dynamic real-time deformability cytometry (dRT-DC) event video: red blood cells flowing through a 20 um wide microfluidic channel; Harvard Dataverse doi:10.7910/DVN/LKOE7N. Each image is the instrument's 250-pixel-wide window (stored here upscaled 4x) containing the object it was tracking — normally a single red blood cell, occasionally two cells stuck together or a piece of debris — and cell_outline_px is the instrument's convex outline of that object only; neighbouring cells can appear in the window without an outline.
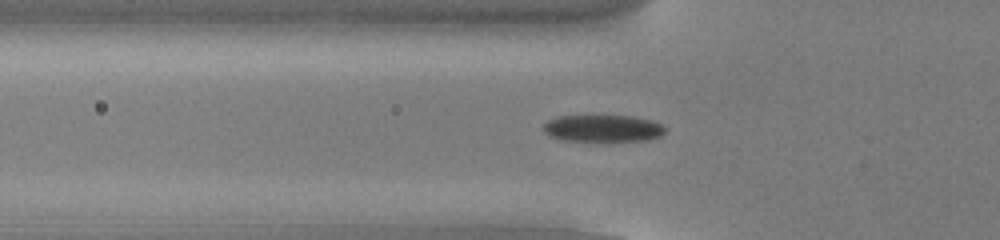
{"species": "common noctule bat (a hibernating species)", "species_latin": "Nyctalus noctula", "temperature_condition": "cold", "stored_images_in_passage": 54, "camera_frame_rate_fps": 3000, "um_per_image_px": 0.085, "animal": {"sex": "male", "body_mass_g": 13.0, "forearm_length_mm": 53.1}, "frame": {"image": 1, "passage_image": 19, "time_ms": 6.0, "image_size_px": [1000, 240], "cell_outline_px": [[668, 128], [660, 136], [648, 140], [600, 144], [564, 140], [548, 136], [544, 132], [544, 124], [548, 120], [560, 116], [632, 116], [652, 120], [664, 124]], "centroid_in_image_um": [51.29, 10.96], "position_along_channel_um": 74.5, "area_um2": 20.23}}
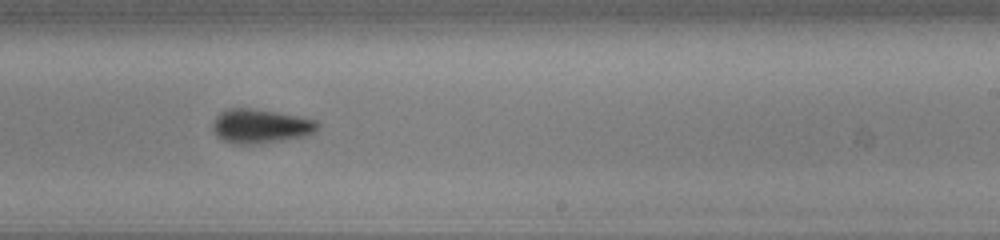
{"frame": {"image": 2, "passage_image": 34, "time_ms": 11.0, "image_size_px": [1000, 240], "cell_outline_px": [[320, 128], [316, 132], [308, 136], [284, 140], [252, 144], [232, 144], [216, 136], [212, 128], [212, 120], [220, 112], [228, 108], [248, 108], [276, 112], [316, 120], [320, 124]], "centroid_in_image_um": [22.15, 10.73], "position_along_channel_um": 266.9, "area_um2": 21.1}}
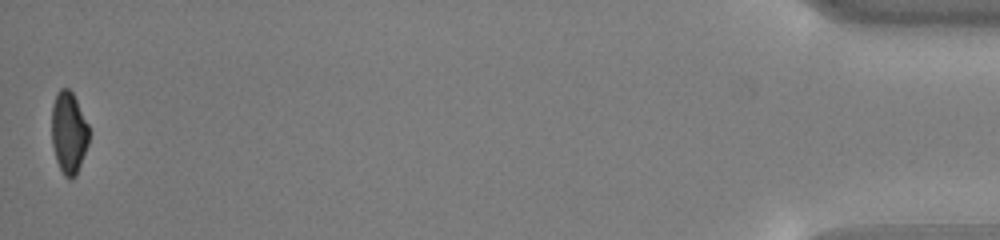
{"frame": {"image": 3, "passage_image": 54, "time_ms": 17.667, "image_size_px": [1000, 240], "cell_outline_px": [[88, 144], [76, 176], [72, 180], [64, 176], [56, 160], [52, 144], [52, 104], [56, 92], [60, 88], [68, 88], [72, 92], [88, 124]], "centroid_in_image_um": [5.83, 11.28], "position_along_channel_um": 429.4, "area_um2": 17.8}, "authors_computed_cell_mechanics": {"area_um2": 19.5364, "velocity_mm_per_s": 3.8529, "shape_relaxation_time_tau1_ms": 3.0232, "shape_relaxation_time_tau2_ms": 4.2903, "deformation_change_tau1": 0.1227, "deformation_change_tau2": 0.0946}}